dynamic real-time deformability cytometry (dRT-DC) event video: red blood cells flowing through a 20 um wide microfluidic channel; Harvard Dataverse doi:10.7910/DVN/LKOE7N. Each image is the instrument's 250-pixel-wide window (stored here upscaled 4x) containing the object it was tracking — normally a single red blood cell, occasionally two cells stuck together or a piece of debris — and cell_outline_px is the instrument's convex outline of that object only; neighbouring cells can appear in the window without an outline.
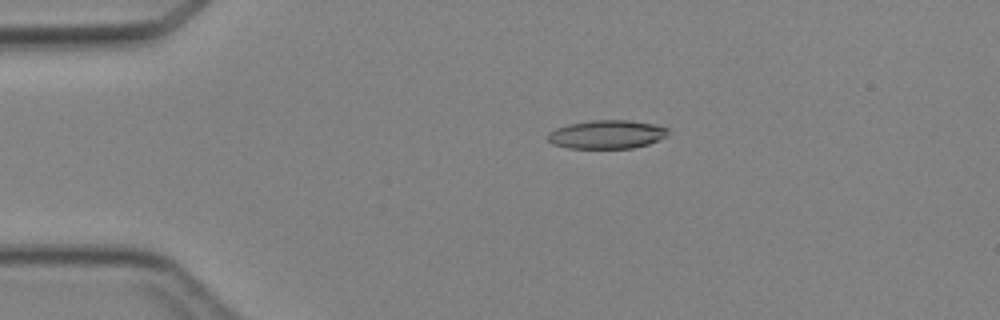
{"species": "Egyptian fruit bat (a non-hibernating species)", "species_latin": "Rousettus aegyptiacus", "temperature_condition": "cold", "stored_images_in_passage": 46, "camera_frame_rate_fps": 3000, "um_per_image_px": 0.085, "animal": {"sex": "female"}, "frame": {"image": 1, "passage_image": 10, "time_ms": 3.0, "image_size_px": [1000, 320], "cell_outline_px": [[668, 136], [648, 144], [632, 148], [568, 148], [552, 144], [548, 140], [548, 132], [556, 128], [568, 124], [596, 120], [628, 120], [656, 124], [668, 128]], "centroid_in_image_um": [51.59, 11.42], "position_along_channel_um": 33.4, "area_um2": 20.06}}
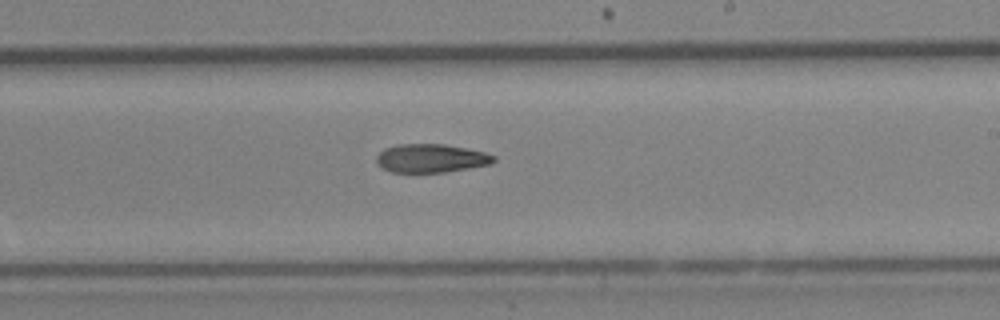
{"frame": {"image": 2, "passage_image": 28, "time_ms": 9.0, "image_size_px": [1000, 320], "cell_outline_px": [[496, 160], [492, 164], [444, 172], [392, 172], [376, 164], [376, 156], [384, 148], [396, 144], [444, 144], [484, 152], [496, 156]], "centroid_in_image_um": [36.62, 13.45], "position_along_channel_um": 252.4, "area_um2": 19.48}}
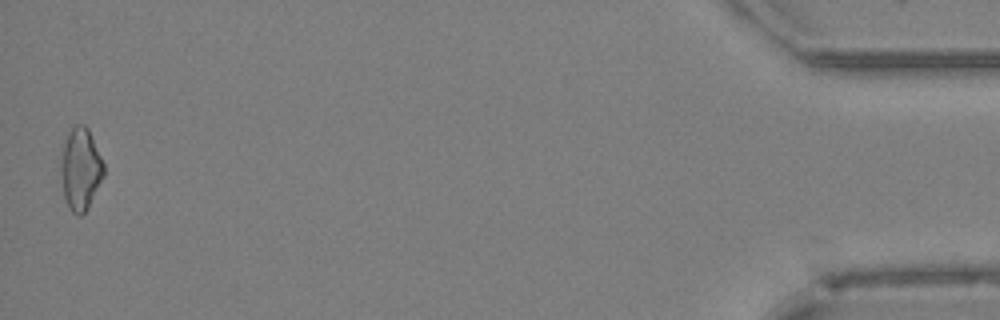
{"frame": {"image": 3, "passage_image": 46, "time_ms": 15.0, "image_size_px": [1000, 320], "cell_outline_px": [[104, 176], [88, 208], [80, 216], [76, 216], [68, 208], [64, 196], [60, 172], [60, 144], [68, 132], [76, 124], [84, 124], [88, 128], [104, 164]], "centroid_in_image_um": [6.81, 14.35], "position_along_channel_um": 428.4, "area_um2": 21.04}}